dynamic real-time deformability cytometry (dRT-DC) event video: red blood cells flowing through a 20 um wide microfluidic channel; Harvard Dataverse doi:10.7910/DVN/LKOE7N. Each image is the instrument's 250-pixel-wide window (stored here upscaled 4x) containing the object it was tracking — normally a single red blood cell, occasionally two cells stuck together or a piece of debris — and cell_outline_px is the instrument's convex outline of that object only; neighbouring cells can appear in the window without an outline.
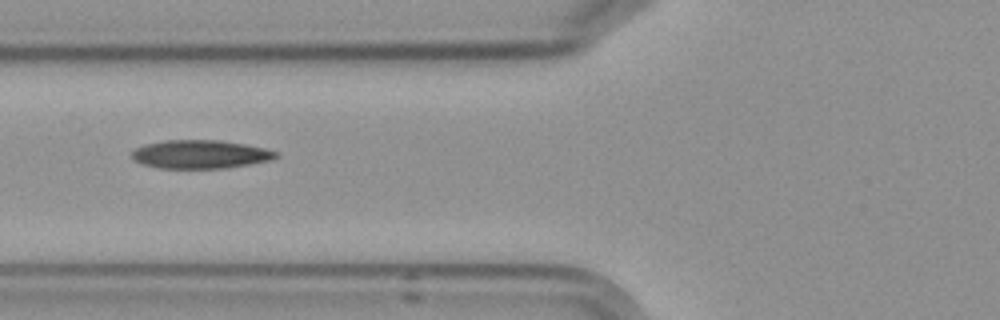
{"species": "Egyptian fruit bat (a non-hibernating species)", "species_latin": "Rousettus aegyptiacus", "temperature_condition": "cold", "stored_images_in_passage": 6, "camera_frame_rate_fps": 3000, "um_per_image_px": 0.085, "frame": {"image": 1, "passage_image": 3, "time_ms": 2.333, "image_size_px": [1000, 320], "cell_outline_px": [[280, 156], [272, 160], [228, 168], [160, 168], [144, 164], [132, 160], [132, 152], [136, 148], [144, 144], [164, 140], [220, 140], [244, 144], [264, 148], [276, 152]], "centroid_in_image_um": [17.03, 13.11], "position_along_channel_um": 108.8, "area_um2": 23.93}}